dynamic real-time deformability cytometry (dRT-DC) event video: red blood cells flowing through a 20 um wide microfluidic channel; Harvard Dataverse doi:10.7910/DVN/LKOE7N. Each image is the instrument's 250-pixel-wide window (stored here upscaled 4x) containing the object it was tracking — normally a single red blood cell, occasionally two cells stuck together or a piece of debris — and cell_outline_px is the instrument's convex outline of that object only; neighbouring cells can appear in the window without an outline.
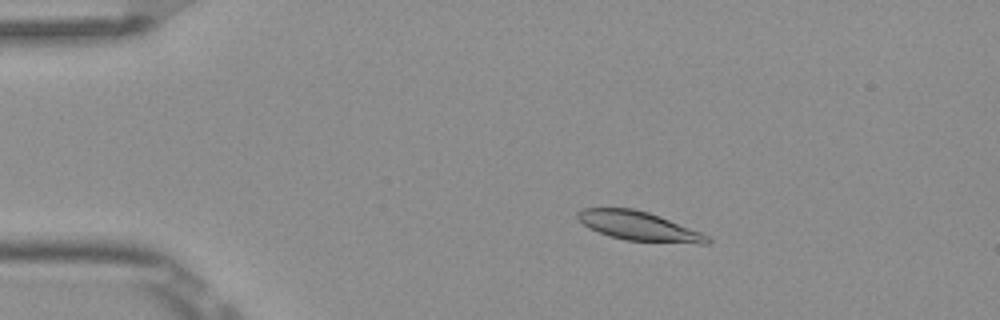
{"species": "Egyptian fruit bat (a non-hibernating species)", "species_latin": "Rousettus aegyptiacus", "temperature_condition": "room temperature", "stored_images_in_passage": 9, "camera_frame_rate_fps": 3000, "um_per_image_px": 0.085, "frame": {"image": 1, "passage_image": 1, "time_ms": 0.0, "image_size_px": [1000, 320], "cell_outline_px": [[712, 240], [708, 244], [700, 244], [624, 240], [588, 228], [576, 216], [576, 212], [580, 208], [632, 208], [648, 212], [700, 232], [708, 236]], "centroid_in_image_um": [54.29, 19.22], "position_along_channel_um": 30.7, "area_um2": 21.79}}
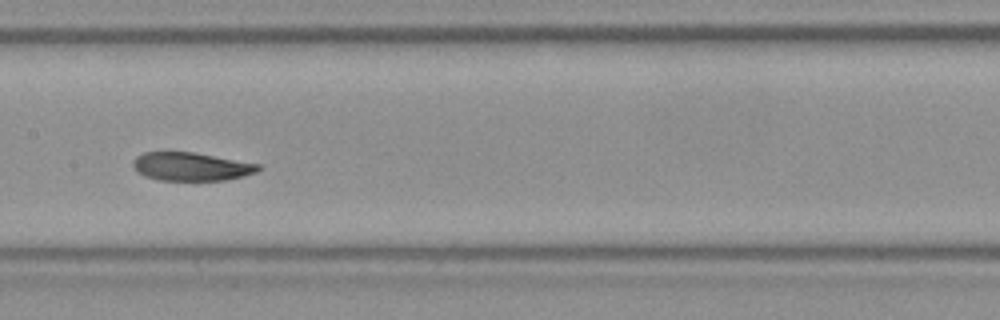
{"frame": {"image": 2, "passage_image": 6, "time_ms": 1.667, "image_size_px": [1000, 320], "cell_outline_px": [[260, 168], [256, 172], [244, 176], [224, 180], [160, 180], [144, 176], [136, 172], [132, 164], [136, 156], [144, 152], [192, 152], [260, 164]], "centroid_in_image_um": [16.22, 14.16], "position_along_channel_um": 191.2, "area_um2": 20.58}}
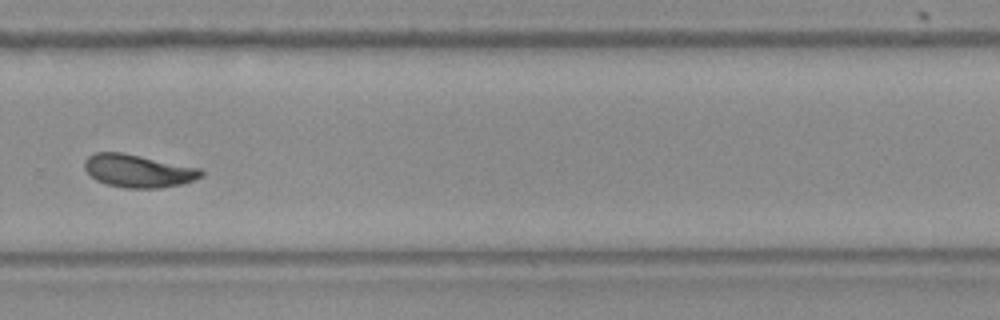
{"frame": {"image": 3, "passage_image": 9, "time_ms": 2.667, "image_size_px": [1000, 320], "cell_outline_px": [[204, 176], [184, 184], [160, 188], [124, 188], [104, 184], [96, 180], [84, 168], [84, 160], [88, 156], [96, 152], [124, 152], [200, 168], [204, 172]], "centroid_in_image_um": [11.76, 14.53], "position_along_channel_um": 318.0, "area_um2": 22.66}}